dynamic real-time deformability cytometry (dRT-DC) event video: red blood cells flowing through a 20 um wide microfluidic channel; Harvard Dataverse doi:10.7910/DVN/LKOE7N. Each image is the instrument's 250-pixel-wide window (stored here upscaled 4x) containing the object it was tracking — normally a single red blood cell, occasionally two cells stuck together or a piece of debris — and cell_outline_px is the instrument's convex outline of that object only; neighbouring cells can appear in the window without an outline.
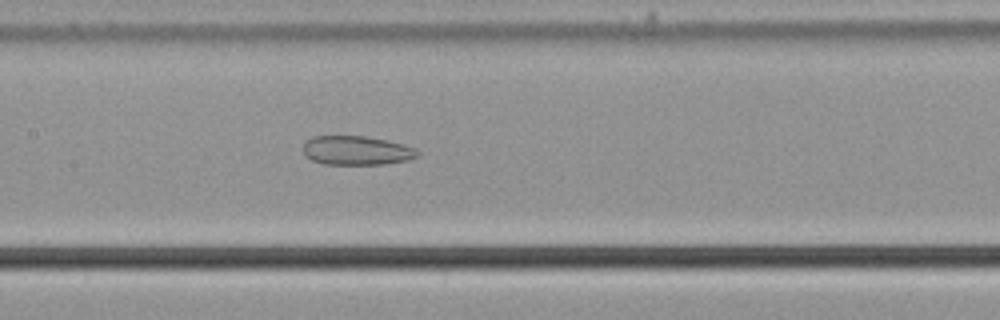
{"species": "common noctule bat (a hibernating species)", "species_latin": "Nyctalus noctula", "temperature_condition": "cold", "stored_images_in_passage": 35, "camera_frame_rate_fps": 3000, "um_per_image_px": 0.085, "animal": {"sex": "male", "body_mass_g": 21.5, "forearm_length_mm": 52.0}, "frame": {"image": 1, "passage_image": 13, "time_ms": 4.0, "image_size_px": [1000, 320], "cell_outline_px": [[420, 156], [408, 160], [384, 164], [324, 164], [312, 160], [304, 152], [304, 144], [312, 136], [364, 136], [404, 144], [416, 148], [420, 152]], "centroid_in_image_um": [30.36, 12.79], "position_along_channel_um": 177.0, "area_um2": 19.31}}
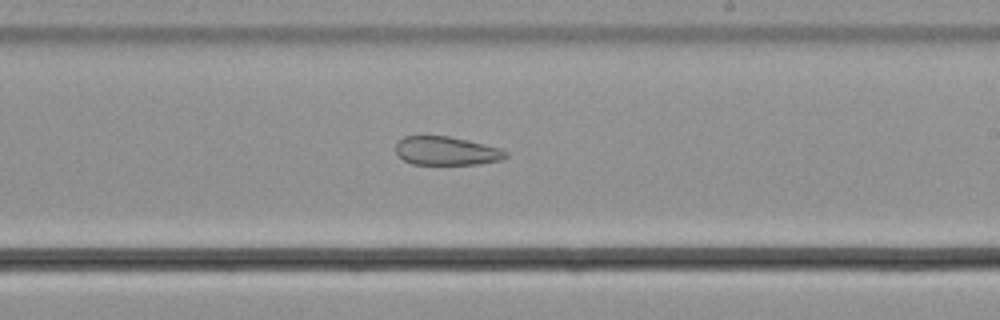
{"frame": {"image": 2, "passage_image": 19, "time_ms": 6.0, "image_size_px": [1000, 320], "cell_outline_px": [[508, 156], [504, 160], [480, 164], [412, 164], [404, 160], [396, 152], [396, 144], [404, 136], [448, 136], [468, 140], [500, 148], [508, 152]], "centroid_in_image_um": [38.0, 12.83], "position_along_channel_um": 251.0, "area_um2": 18.38}}
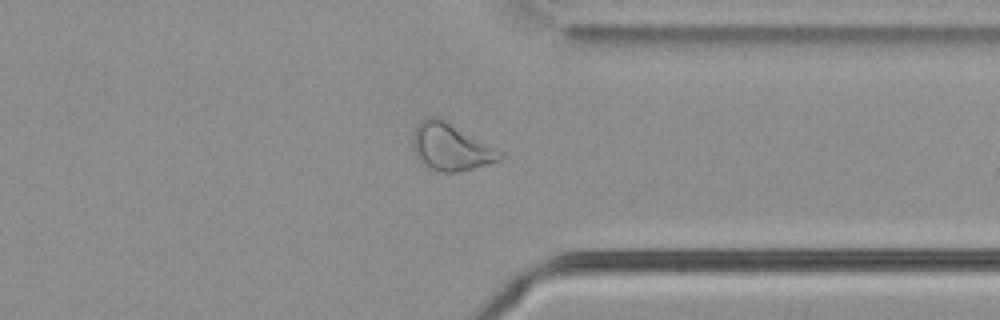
{"frame": {"image": 3, "passage_image": 29, "time_ms": 9.333, "image_size_px": [1000, 320], "cell_outline_px": [[504, 156], [500, 160], [472, 168], [456, 172], [440, 172], [432, 168], [420, 160], [416, 156], [412, 148], [412, 136], [416, 124], [424, 116], [440, 116], [492, 148]], "centroid_in_image_um": [38.2, 12.45], "position_along_channel_um": 373.2, "area_um2": 23.41}, "authors_computed_cell_mechanics": {"area_um2": 21.5594, "velocity_mm_per_s": 3.7123, "shape_relaxation_time_tau1_ms": null, "shape_relaxation_time_tau2_ms": 7.1509, "deformation_change_tau1": null, "deformation_change_tau2": 0.1677}}